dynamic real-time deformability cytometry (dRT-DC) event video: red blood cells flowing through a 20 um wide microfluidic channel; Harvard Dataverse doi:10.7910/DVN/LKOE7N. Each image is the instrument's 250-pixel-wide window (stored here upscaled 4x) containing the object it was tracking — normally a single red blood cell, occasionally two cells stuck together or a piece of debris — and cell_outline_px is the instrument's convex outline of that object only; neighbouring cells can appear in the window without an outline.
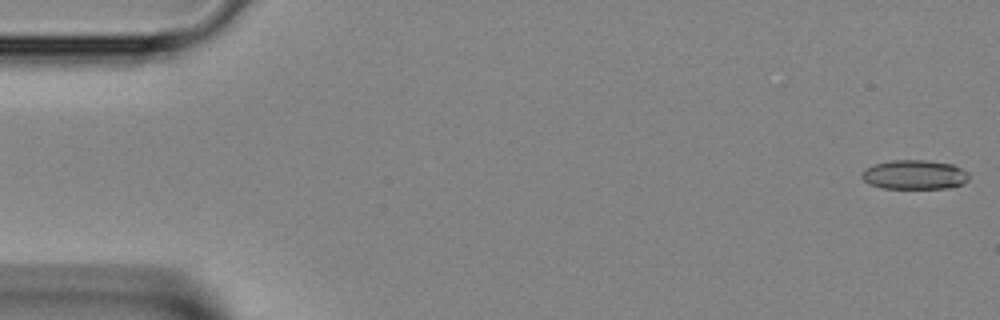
{"species": "Egyptian fruit bat (a non-hibernating species)", "species_latin": "Rousettus aegyptiacus", "temperature_condition": "room temperature", "stored_images_in_passage": 43, "camera_frame_rate_fps": 3000, "um_per_image_px": 0.085, "animal": {"sex": "female"}, "frame": {"image": 1, "passage_image": 1, "time_ms": 0.0, "image_size_px": [1000, 320], "cell_outline_px": [[968, 180], [964, 184], [948, 188], [884, 188], [872, 184], [864, 180], [860, 176], [868, 168], [876, 164], [892, 160], [924, 160], [952, 164], [968, 172]], "centroid_in_image_um": [77.79, 14.85], "position_along_channel_um": 7.2, "area_um2": 18.03}}
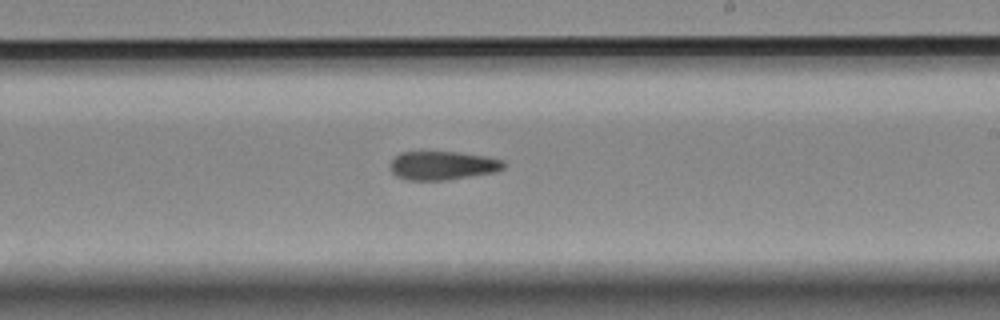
{"frame": {"image": 2, "passage_image": 25, "time_ms": 8.0, "image_size_px": [1000, 320], "cell_outline_px": [[504, 168], [496, 172], [444, 180], [408, 180], [396, 176], [392, 172], [392, 160], [400, 152], [460, 152], [488, 156], [504, 160]], "centroid_in_image_um": [37.66, 14.06], "position_along_channel_um": 251.3, "area_um2": 18.9}}
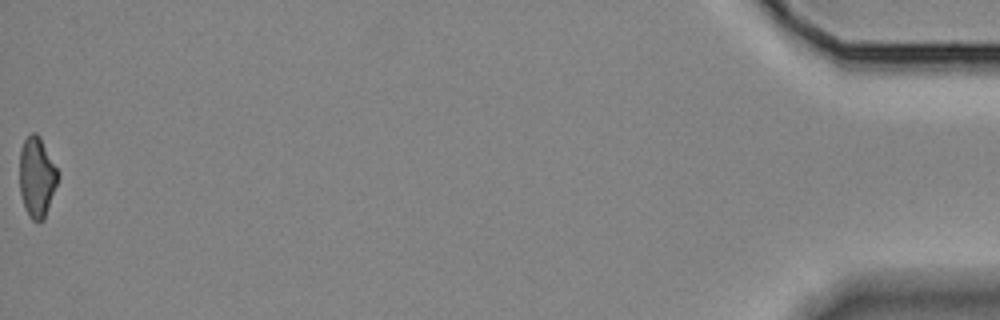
{"frame": {"image": 3, "passage_image": 43, "time_ms": 14.0, "image_size_px": [1000, 320], "cell_outline_px": [[60, 176], [44, 220], [32, 220], [24, 204], [20, 192], [20, 148], [24, 140], [32, 132], [36, 132], [40, 136], [60, 172]], "centroid_in_image_um": [3.16, 15.0], "position_along_channel_um": 432.0, "area_um2": 17.98}}